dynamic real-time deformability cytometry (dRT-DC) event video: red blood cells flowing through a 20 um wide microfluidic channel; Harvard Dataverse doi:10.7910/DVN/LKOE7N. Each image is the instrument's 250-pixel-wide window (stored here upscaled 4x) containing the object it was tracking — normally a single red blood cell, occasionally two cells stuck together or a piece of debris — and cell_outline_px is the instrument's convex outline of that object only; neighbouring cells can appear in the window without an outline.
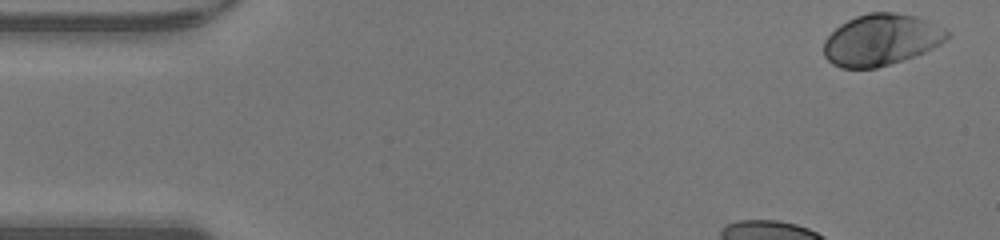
{"species": "human", "species_latin": "Homo sapiens", "temperature_condition": "warm", "stored_images_in_passage": 35, "camera_frame_rate_fps": 3000, "um_per_image_px": 0.085, "donor": {"sex": "male"}, "frame": {"image": 1, "passage_image": 1, "time_ms": 0.0, "image_size_px": [1000, 240], "cell_outline_px": [[948, 36], [940, 44], [924, 52], [876, 68], [840, 68], [832, 64], [824, 56], [824, 40], [840, 24], [856, 16], [868, 12], [896, 12], [916, 16], [928, 20], [944, 28], [948, 32]], "centroid_in_image_um": [74.87, 3.37], "position_along_channel_um": 10.1, "area_um2": 36.76}}
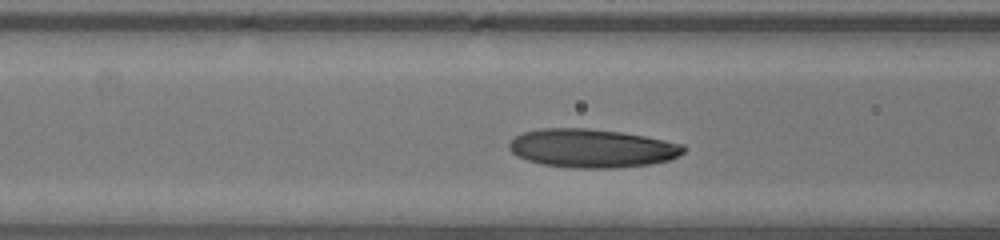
{"frame": {"image": 2, "passage_image": 15, "time_ms": 4.667, "image_size_px": [1000, 240], "cell_outline_px": [[688, 148], [684, 152], [668, 160], [652, 164], [616, 168], [572, 168], [540, 164], [516, 156], [508, 148], [508, 144], [516, 136], [524, 132], [540, 128], [588, 128], [620, 132], [644, 136], [684, 144]], "centroid_in_image_um": [50.31, 12.61], "position_along_channel_um": 116.3, "area_um2": 39.36}}
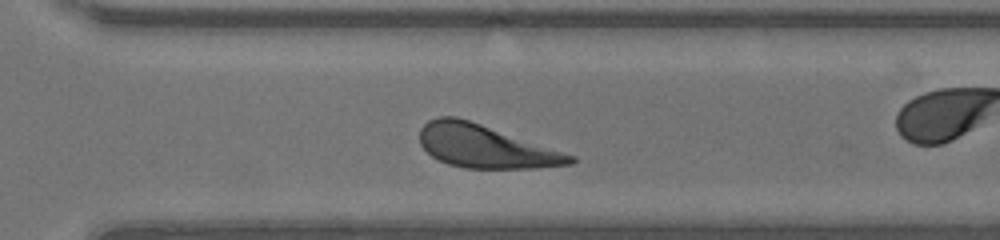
{"frame": {"image": 3, "passage_image": 30, "time_ms": 9.667, "image_size_px": [1000, 240], "cell_outline_px": [[576, 160], [572, 164], [532, 168], [464, 168], [448, 164], [432, 156], [420, 144], [420, 128], [428, 120], [440, 116], [456, 116], [576, 156]], "centroid_in_image_um": [41.23, 12.44], "position_along_channel_um": 329.4, "area_um2": 37.17}, "authors_computed_cell_mechanics": {"area_um2": 37.4544, "velocity_mm_per_s": 4.271, "shape_relaxation_time_tau1_ms": 1.6042, "shape_relaxation_time_tau2_ms": 7.6401, "deformation_change_tau1": 0.1189, "deformation_change_tau2": 0.2464}}